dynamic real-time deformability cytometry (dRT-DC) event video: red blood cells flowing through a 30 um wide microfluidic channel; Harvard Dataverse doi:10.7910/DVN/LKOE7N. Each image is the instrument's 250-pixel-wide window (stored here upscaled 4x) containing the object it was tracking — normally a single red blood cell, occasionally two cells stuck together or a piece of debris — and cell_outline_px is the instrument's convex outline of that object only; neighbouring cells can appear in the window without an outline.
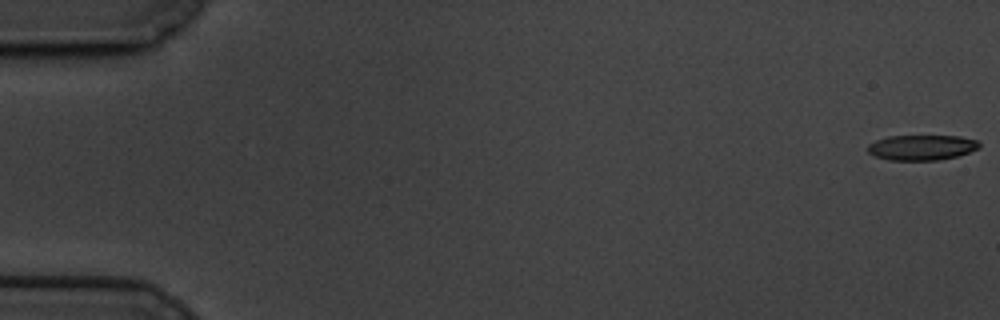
{"species": "common noctule bat (a hibernating species)", "species_latin": "Nyctalus noctula", "temperature_condition": "cold", "stored_images_in_passage": 60, "camera_frame_rate_fps": 3000, "um_per_image_px": 0.085, "animal": {"sex": "male", "body_mass_g": 19.5, "forearm_length_mm": 54.6}, "frame": {"image": 1, "passage_image": 1, "time_ms": 0.0, "image_size_px": [1000, 320], "cell_outline_px": [[980, 148], [956, 156], [936, 160], [888, 160], [876, 156], [868, 152], [868, 144], [876, 140], [888, 136], [960, 136], [976, 140], [980, 144]], "centroid_in_image_um": [78.33, 12.53], "position_along_channel_um": 6.7, "area_um2": 16.3}}
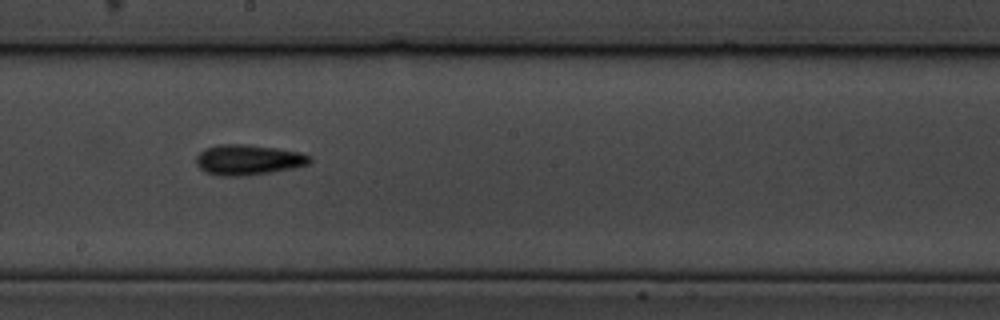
{"frame": {"image": 2, "passage_image": 34, "time_ms": 11.0, "image_size_px": [1000, 320], "cell_outline_px": [[312, 160], [308, 164], [296, 168], [248, 176], [220, 176], [204, 172], [196, 164], [196, 156], [204, 148], [216, 144], [244, 144], [276, 148], [300, 152], [312, 156]], "centroid_in_image_um": [21.09, 13.59], "position_along_channel_um": 227.1, "area_um2": 20.46}}
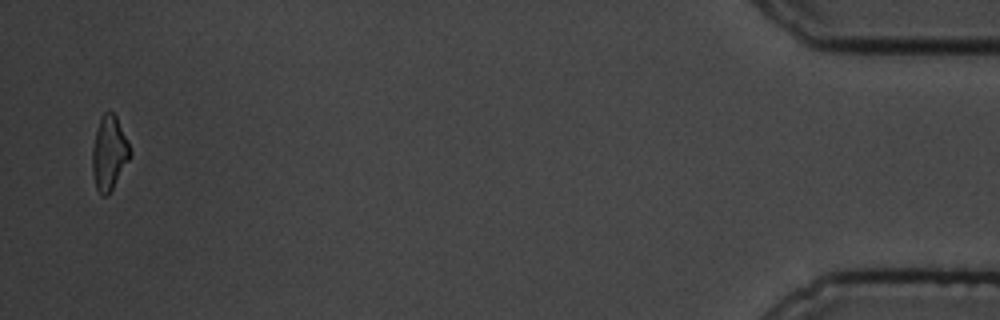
{"frame": {"image": 3, "passage_image": 59, "time_ms": 19.333, "image_size_px": [1000, 320], "cell_outline_px": [[132, 156], [108, 196], [100, 196], [96, 188], [92, 172], [92, 148], [96, 128], [100, 116], [104, 112], [112, 112], [116, 116], [132, 152]], "centroid_in_image_um": [9.27, 13.04], "position_along_channel_um": 425.9, "area_um2": 16.53}, "authors_computed_cell_mechanics": {"area_um2": 17.6868, "velocity_mm_per_s": 3.3791, "shape_relaxation_time_tau1_ms": 3.4549, "shape_relaxation_time_tau2_ms": null, "deformation_change_tau1": 0.1508, "deformation_change_tau2": null}}